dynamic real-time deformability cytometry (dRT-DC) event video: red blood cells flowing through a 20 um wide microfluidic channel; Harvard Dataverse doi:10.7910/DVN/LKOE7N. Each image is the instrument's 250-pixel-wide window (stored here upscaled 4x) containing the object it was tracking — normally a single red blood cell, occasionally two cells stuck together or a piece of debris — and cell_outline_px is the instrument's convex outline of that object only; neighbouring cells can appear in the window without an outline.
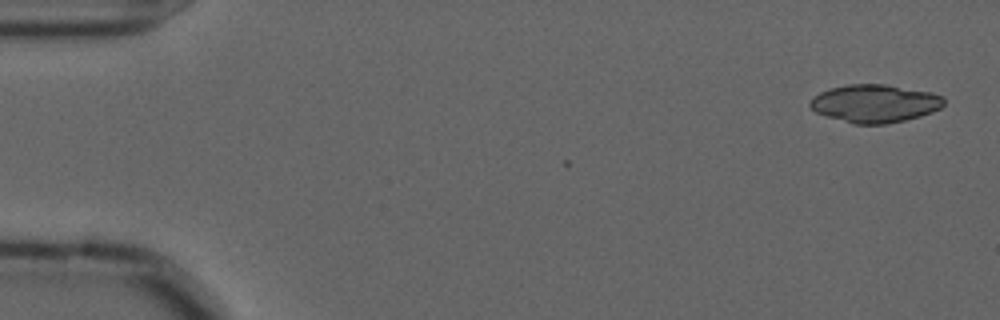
{"species": "common noctule bat (a hibernating species)", "species_latin": "Nyctalus noctula", "temperature_condition": "cold", "stored_images_in_passage": 6, "camera_frame_rate_fps": 3000, "um_per_image_px": 0.085, "animal": {"sex": "male", "forearm_length_mm": 52.5}, "frame": {"image": 1, "passage_image": 1, "time_ms": 0.0, "image_size_px": [1000, 320], "cell_outline_px": [[944, 104], [940, 108], [932, 112], [920, 116], [888, 124], [852, 124], [816, 112], [808, 104], [820, 92], [832, 88], [848, 84], [884, 84], [932, 92], [944, 96]], "centroid_in_image_um": [74.4, 8.79], "position_along_channel_um": 10.6, "area_um2": 29.48}}